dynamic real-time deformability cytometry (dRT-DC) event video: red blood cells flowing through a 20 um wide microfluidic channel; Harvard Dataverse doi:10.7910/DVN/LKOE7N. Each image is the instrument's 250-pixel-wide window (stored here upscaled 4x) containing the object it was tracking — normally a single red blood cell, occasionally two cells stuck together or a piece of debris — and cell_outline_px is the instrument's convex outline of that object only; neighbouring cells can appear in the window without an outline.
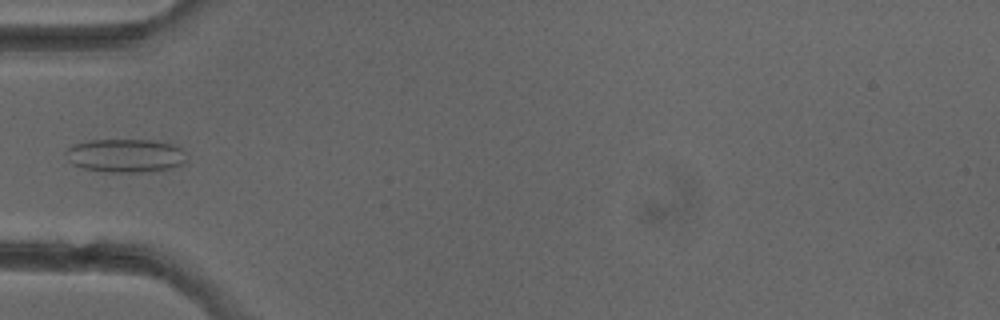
{"species": "common noctule bat (a hibernating species)", "species_latin": "Nyctalus noctula", "temperature_condition": "cold", "stored_images_in_passage": 6, "camera_frame_rate_fps": 3000, "um_per_image_px": 0.085, "animal": {"sex": "female"}, "frame": {"image": 1, "passage_image": 5, "time_ms": 4.667, "image_size_px": [1000, 320], "cell_outline_px": [[188, 160], [184, 164], [164, 172], [104, 172], [84, 168], [72, 164], [64, 156], [64, 152], [68, 148], [76, 144], [88, 140], [152, 140], [176, 144], [184, 152]], "centroid_in_image_um": [10.73, 13.24], "position_along_channel_um": 74.3, "area_um2": 24.22}}